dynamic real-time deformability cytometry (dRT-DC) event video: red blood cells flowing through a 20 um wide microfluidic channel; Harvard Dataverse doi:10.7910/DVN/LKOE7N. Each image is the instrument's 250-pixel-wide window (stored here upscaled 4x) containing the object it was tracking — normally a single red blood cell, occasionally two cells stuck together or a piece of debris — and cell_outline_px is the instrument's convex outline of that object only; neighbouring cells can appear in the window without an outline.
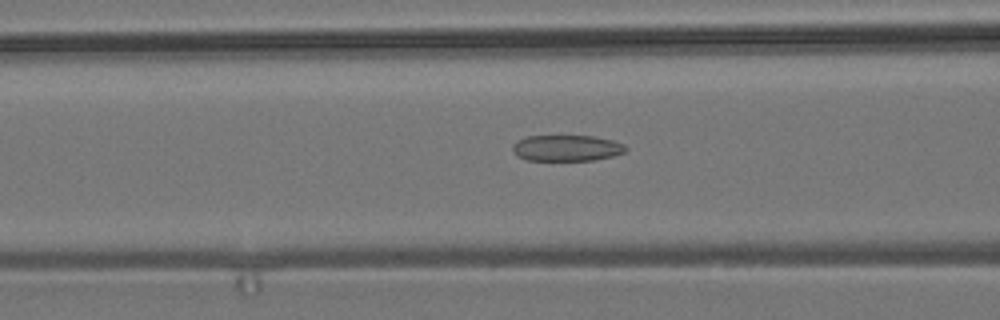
{"species": "common noctule bat (a hibernating species)", "species_latin": "Nyctalus noctula", "temperature_condition": "room temperature", "stored_images_in_passage": 44, "camera_frame_rate_fps": 3000, "um_per_image_px": 0.085, "animal": {"sex": "male", "body_mass_g": 19.2, "forearm_length_mm": 51.8}, "frame": {"image": 1, "passage_image": 14, "time_ms": 4.333, "image_size_px": [1000, 320], "cell_outline_px": [[628, 148], [624, 152], [612, 156], [592, 160], [528, 160], [516, 156], [512, 148], [512, 144], [528, 136], [596, 136], [612, 140], [624, 144]], "centroid_in_image_um": [48.17, 12.58], "position_along_channel_um": 118.4, "area_um2": 17.11}}
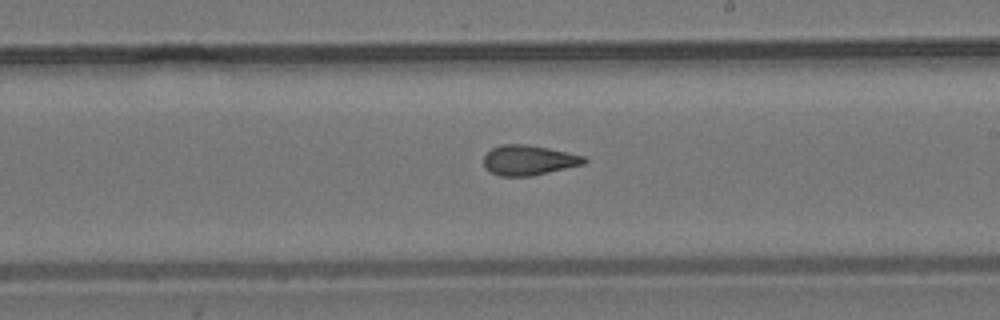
{"frame": {"image": 2, "passage_image": 24, "time_ms": 7.667, "image_size_px": [1000, 320], "cell_outline_px": [[588, 160], [584, 164], [532, 176], [500, 176], [484, 168], [484, 156], [492, 148], [504, 144], [524, 144], [548, 148], [568, 152], [584, 156]], "centroid_in_image_um": [44.94, 13.62], "position_along_channel_um": 244.1, "area_um2": 17.51}}
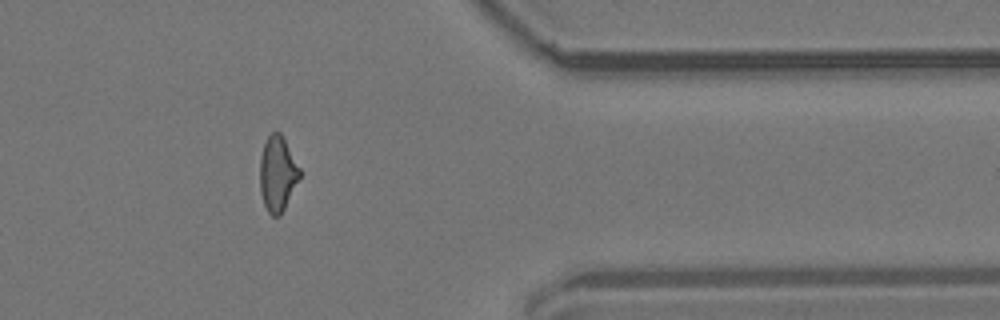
{"frame": {"image": 3, "passage_image": 37, "time_ms": 12.0, "image_size_px": [1000, 320], "cell_outline_px": [[300, 176], [280, 216], [272, 216], [268, 212], [264, 204], [260, 192], [260, 156], [264, 144], [268, 136], [272, 132], [280, 132], [300, 168]], "centroid_in_image_um": [23.57, 14.77], "position_along_channel_um": 387.8, "area_um2": 17.17}}